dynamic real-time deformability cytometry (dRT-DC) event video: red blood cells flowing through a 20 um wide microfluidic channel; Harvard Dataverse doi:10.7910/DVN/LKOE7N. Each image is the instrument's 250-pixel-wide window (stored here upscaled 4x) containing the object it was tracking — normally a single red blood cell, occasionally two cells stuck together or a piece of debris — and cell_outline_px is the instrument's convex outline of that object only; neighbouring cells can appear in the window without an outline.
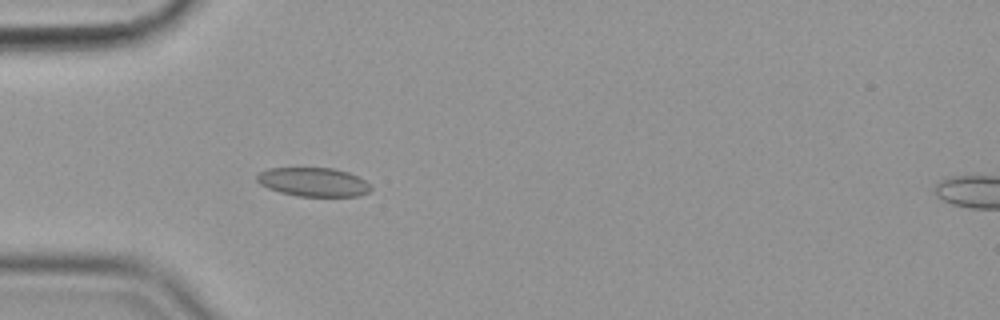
{"species": "common noctule bat (a hibernating species)", "species_latin": "Nyctalus noctula", "temperature_condition": "cold", "stored_images_in_passage": 46, "camera_frame_rate_fps": 3000, "um_per_image_px": 0.085, "animal": {"sex": "female", "body_mass_g": 19.9}, "frame": {"image": 1, "passage_image": 7, "time_ms": 2.0, "image_size_px": [1000, 320], "cell_outline_px": [[372, 188], [368, 192], [360, 196], [296, 196], [280, 192], [268, 188], [260, 184], [256, 180], [256, 176], [260, 172], [268, 168], [332, 168], [348, 172], [372, 184]], "centroid_in_image_um": [26.64, 15.47], "position_along_channel_um": 58.4, "area_um2": 19.19}}
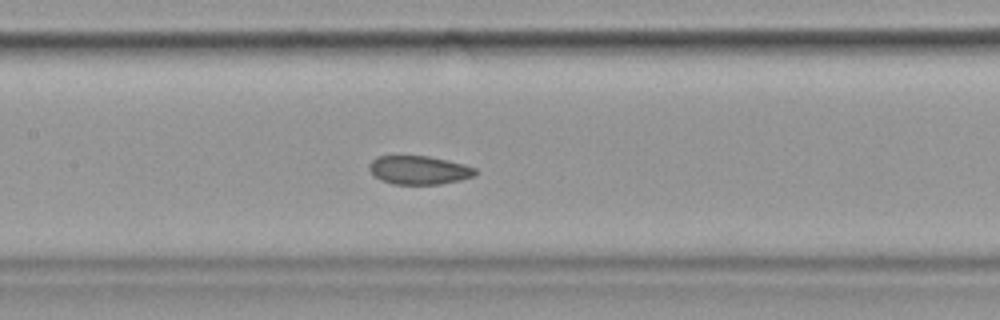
{"frame": {"image": 2, "passage_image": 17, "time_ms": 5.333, "image_size_px": [1000, 320], "cell_outline_px": [[476, 176], [460, 180], [440, 184], [392, 184], [380, 180], [368, 168], [368, 164], [376, 156], [428, 156], [448, 160], [464, 164], [476, 168]], "centroid_in_image_um": [35.62, 14.45], "position_along_channel_um": 171.8, "area_um2": 17.74}}
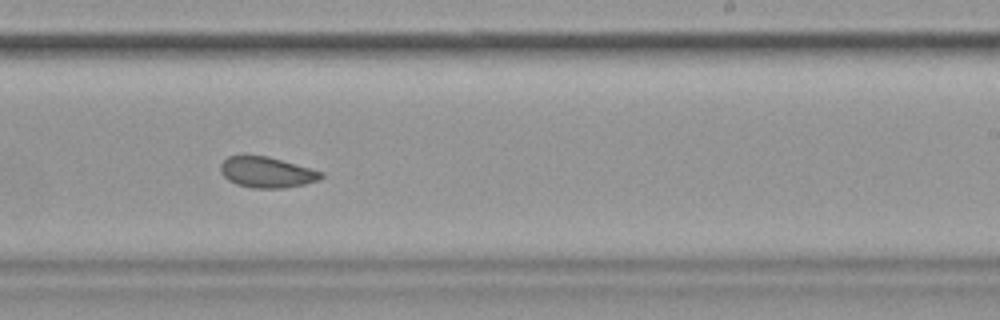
{"frame": {"image": 3, "passage_image": 25, "time_ms": 8.0, "image_size_px": [1000, 320], "cell_outline_px": [[324, 176], [320, 180], [304, 184], [284, 188], [252, 188], [236, 184], [228, 180], [220, 172], [220, 164], [228, 156], [268, 156], [324, 172]], "centroid_in_image_um": [22.69, 14.65], "position_along_channel_um": 266.3, "area_um2": 18.03}, "authors_computed_cell_mechanics": {"area_um2": 18.9295, "velocity_mm_per_s": 3.5646, "shape_relaxation_time_tau1_ms": null, "shape_relaxation_time_tau2_ms": 0.9121, "deformation_change_tau1": null, "deformation_change_tau2": 0.058}}